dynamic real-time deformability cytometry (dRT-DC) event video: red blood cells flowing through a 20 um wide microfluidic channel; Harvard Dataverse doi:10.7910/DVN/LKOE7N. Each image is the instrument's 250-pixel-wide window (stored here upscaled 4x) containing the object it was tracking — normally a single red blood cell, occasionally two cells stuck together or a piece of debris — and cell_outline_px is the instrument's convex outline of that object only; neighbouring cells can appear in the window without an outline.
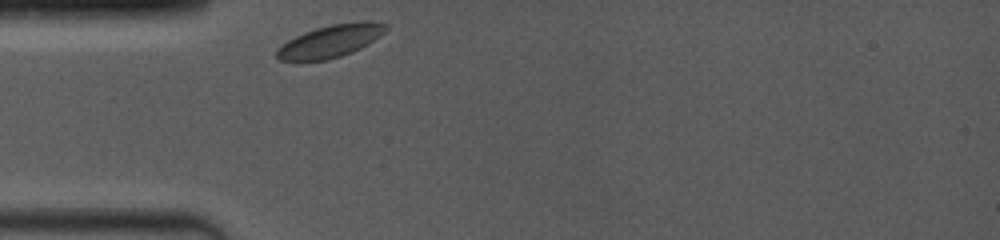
{"species": "common noctule bat (a hibernating species)", "species_latin": "Nyctalus noctula", "temperature_condition": "room temperature", "stored_images_in_passage": 1, "camera_frame_rate_fps": 4000, "um_per_image_px": 0.085, "animal": {"sex": "female", "body_mass_g": 19.0, "forearm_length_mm": 53.3}, "frame": {"image": 1, "passage_image": 1, "time_ms": 0.0, "image_size_px": [1000, 240], "cell_outline_px": [[388, 28], [380, 36], [368, 44], [352, 52], [328, 60], [300, 64], [276, 60], [276, 48], [280, 44], [304, 32], [316, 28], [332, 24], [364, 20], [388, 24]], "centroid_in_image_um": [28.0, 3.54], "position_along_channel_um": 57.0, "area_um2": 21.44}}